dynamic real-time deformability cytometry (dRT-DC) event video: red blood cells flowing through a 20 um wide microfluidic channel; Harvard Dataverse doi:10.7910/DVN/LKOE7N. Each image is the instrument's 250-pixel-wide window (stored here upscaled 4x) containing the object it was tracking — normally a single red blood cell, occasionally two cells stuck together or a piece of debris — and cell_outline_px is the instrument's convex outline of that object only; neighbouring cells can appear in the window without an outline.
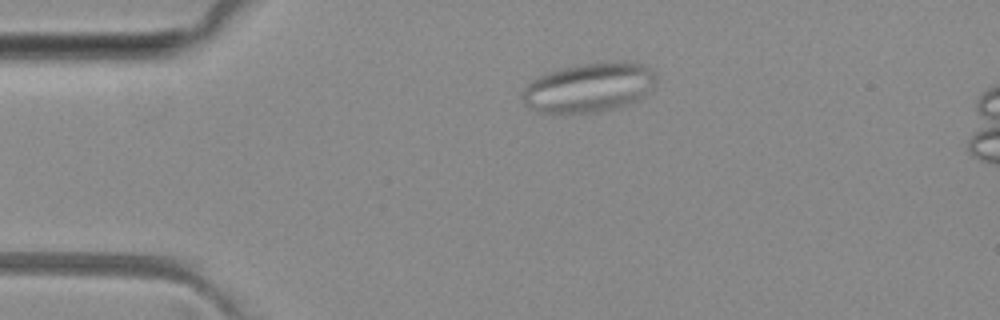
{"species": "common noctule bat (a hibernating species)", "species_latin": "Nyctalus noctula", "temperature_condition": "room temperature", "stored_images_in_passage": 4, "camera_frame_rate_fps": 3000, "um_per_image_px": 0.085, "animal": {"sex": "female", "body_mass_g": 29.2, "forearm_length_mm": 56.3}, "frame": {"image": 1, "passage_image": 3, "time_ms": 2.333, "image_size_px": [1000, 320], "cell_outline_px": [[656, 88], [644, 96], [636, 100], [616, 108], [596, 112], [540, 112], [524, 104], [520, 100], [520, 92], [532, 80], [548, 72], [560, 68], [580, 64], [644, 64], [656, 72]], "centroid_in_image_um": [50.05, 7.46], "position_along_channel_um": 34.9, "area_um2": 37.97}}